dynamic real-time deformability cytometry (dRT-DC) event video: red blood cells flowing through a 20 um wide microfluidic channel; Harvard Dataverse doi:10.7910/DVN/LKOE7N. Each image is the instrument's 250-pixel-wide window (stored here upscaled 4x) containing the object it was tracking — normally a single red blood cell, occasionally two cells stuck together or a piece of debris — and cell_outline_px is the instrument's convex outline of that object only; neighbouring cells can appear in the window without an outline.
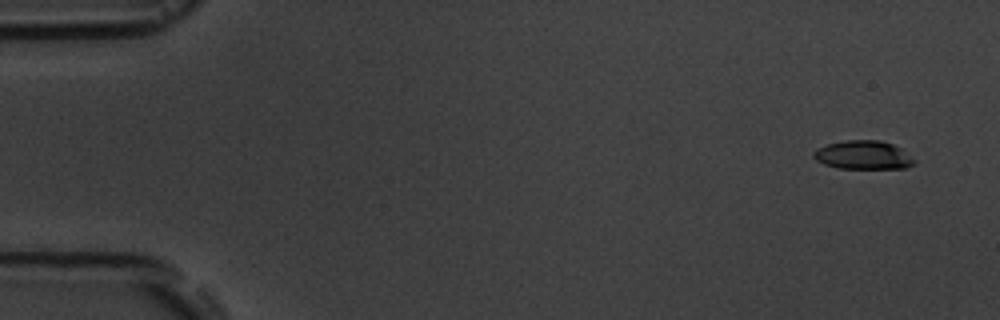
{"species": "common noctule bat (a hibernating species)", "species_latin": "Nyctalus noctula", "temperature_condition": "room temperature", "stored_images_in_passage": 4, "camera_frame_rate_fps": 3000, "um_per_image_px": 0.085, "animal": {"sex": "male", "body_mass_g": 19.5, "forearm_length_mm": 54.6}, "frame": {"image": 1, "passage_image": 1, "time_ms": 0.0, "image_size_px": [1000, 320], "cell_outline_px": [[916, 164], [908, 168], [836, 168], [824, 164], [816, 160], [812, 156], [812, 152], [816, 148], [828, 144], [848, 140], [880, 140], [892, 144], [900, 148], [912, 156], [916, 160]], "centroid_in_image_um": [73.39, 13.18], "position_along_channel_um": 11.6, "area_um2": 16.94}}